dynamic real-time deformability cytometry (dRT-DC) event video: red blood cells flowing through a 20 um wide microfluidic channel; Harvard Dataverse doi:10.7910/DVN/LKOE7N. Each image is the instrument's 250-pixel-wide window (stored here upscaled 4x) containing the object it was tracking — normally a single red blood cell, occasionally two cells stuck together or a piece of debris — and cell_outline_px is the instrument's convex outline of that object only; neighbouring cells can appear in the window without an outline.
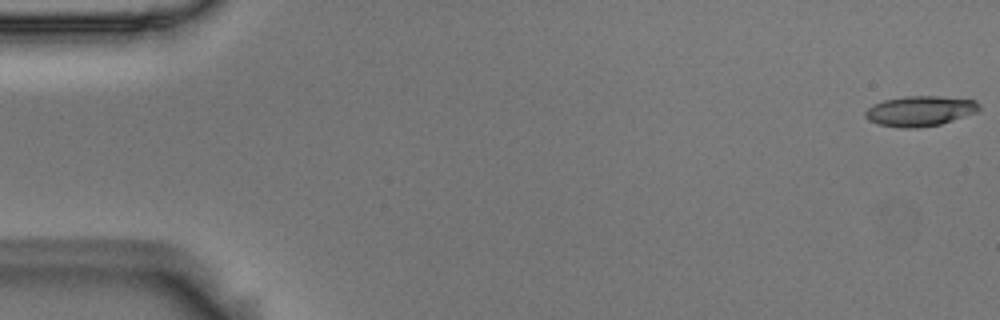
{"species": "Egyptian fruit bat (a non-hibernating species)", "species_latin": "Rousettus aegyptiacus", "temperature_condition": "room temperature", "stored_images_in_passage": 6, "camera_frame_rate_fps": 3000, "um_per_image_px": 0.085, "animal": {"sex": "male"}, "frame": {"image": 1, "passage_image": 1, "time_ms": 0.0, "image_size_px": [1000, 320], "cell_outline_px": [[980, 108], [976, 112], [940, 124], [916, 128], [904, 128], [880, 124], [868, 120], [864, 116], [864, 112], [872, 104], [884, 100], [904, 96], [940, 96], [976, 100], [980, 104]], "centroid_in_image_um": [78.18, 9.42], "position_along_channel_um": 6.8, "area_um2": 20.0}}
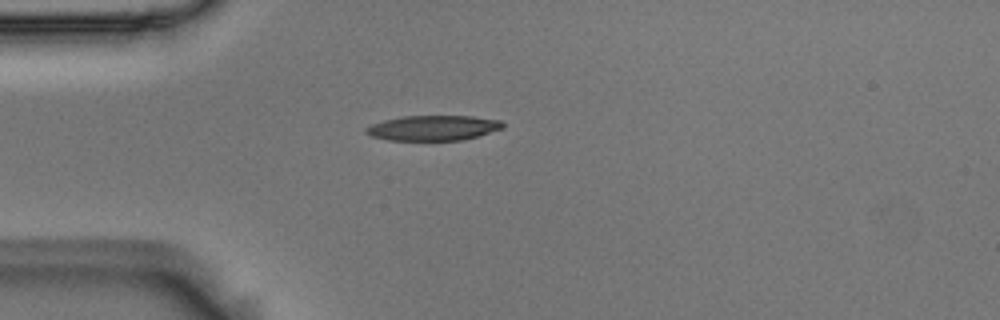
{"frame": {"image": 2, "passage_image": 5, "time_ms": 1.333, "image_size_px": [1000, 320], "cell_outline_px": [[504, 128], [464, 140], [388, 140], [372, 136], [364, 132], [364, 128], [372, 124], [384, 120], [404, 116], [472, 116], [500, 120], [504, 124]], "centroid_in_image_um": [36.82, 10.87], "position_along_channel_um": 48.2, "area_um2": 20.0}}